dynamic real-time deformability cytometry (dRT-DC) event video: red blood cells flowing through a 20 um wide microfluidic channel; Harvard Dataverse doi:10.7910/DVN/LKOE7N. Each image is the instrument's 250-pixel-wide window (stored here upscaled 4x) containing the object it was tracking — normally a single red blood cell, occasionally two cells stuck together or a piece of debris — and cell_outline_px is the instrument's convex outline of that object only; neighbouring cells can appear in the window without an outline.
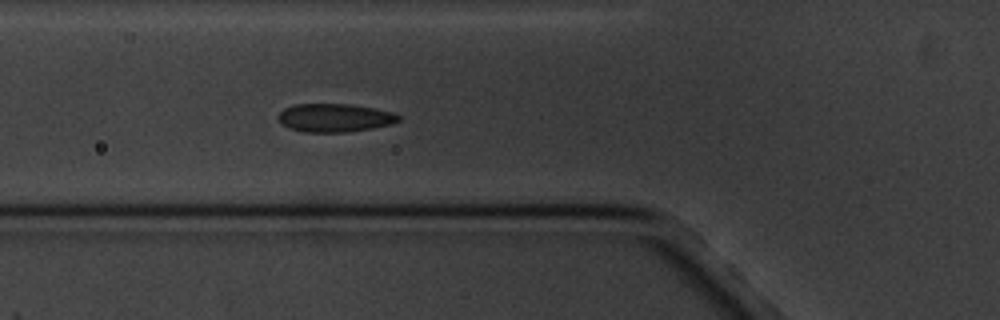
{"species": "common noctule bat (a hibernating species)", "species_latin": "Nyctalus noctula", "temperature_condition": "cold", "stored_images_in_passage": 7, "camera_frame_rate_fps": 3000, "um_per_image_px": 0.085, "animal": {"sex": "male", "body_mass_g": 20.1, "forearm_length_mm": 53.5}, "frame": {"image": 1, "passage_image": 7, "time_ms": 6.667, "image_size_px": [1000, 320], "cell_outline_px": [[400, 120], [392, 124], [372, 128], [348, 132], [304, 132], [288, 128], [276, 116], [284, 108], [296, 104], [348, 104], [372, 108], [392, 112], [400, 116]], "centroid_in_image_um": [28.44, 10.01], "position_along_channel_um": 97.4, "area_um2": 19.77}}